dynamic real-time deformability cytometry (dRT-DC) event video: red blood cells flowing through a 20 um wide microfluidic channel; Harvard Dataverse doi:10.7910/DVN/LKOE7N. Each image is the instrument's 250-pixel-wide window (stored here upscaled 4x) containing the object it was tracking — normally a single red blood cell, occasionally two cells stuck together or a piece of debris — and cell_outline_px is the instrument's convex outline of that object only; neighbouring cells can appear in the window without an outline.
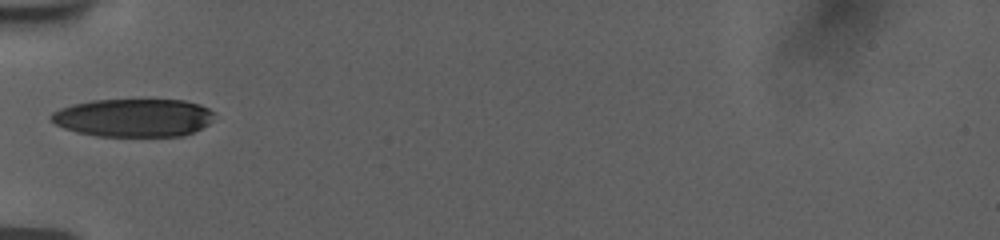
{"species": "human", "species_latin": "Homo sapiens", "temperature_condition": "room temperature", "stored_images_in_passage": 36, "camera_frame_rate_fps": 3000, "um_per_image_px": 0.085, "donor": {"sex": "female"}, "frame": {"image": 1, "passage_image": 1, "time_ms": 0.0, "image_size_px": [1000, 240], "cell_outline_px": [[212, 112], [208, 124], [184, 136], [96, 136], [76, 132], [64, 128], [56, 124], [52, 120], [52, 112], [60, 108], [72, 104], [92, 100], [184, 100], [200, 104], [208, 108]], "centroid_in_image_um": [11.32, 10.0], "position_along_channel_um": 73.7, "area_um2": 36.01}}
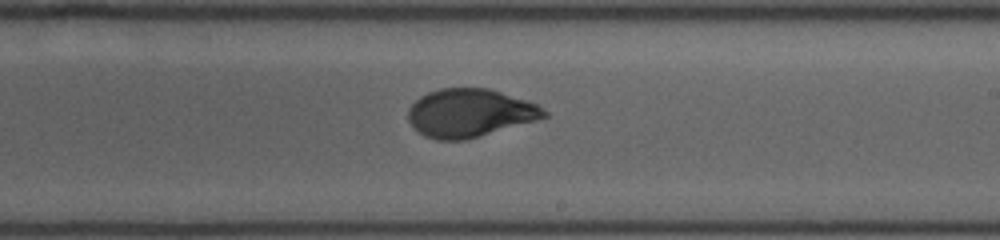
{"frame": {"image": 2, "passage_image": 15, "time_ms": 4.667, "image_size_px": [1000, 240], "cell_outline_px": [[548, 116], [536, 120], [464, 140], [436, 140], [424, 136], [408, 120], [408, 108], [420, 96], [428, 92], [440, 88], [488, 88], [536, 104], [548, 112]], "centroid_in_image_um": [39.9, 9.6], "position_along_channel_um": 249.1, "area_um2": 37.69}}
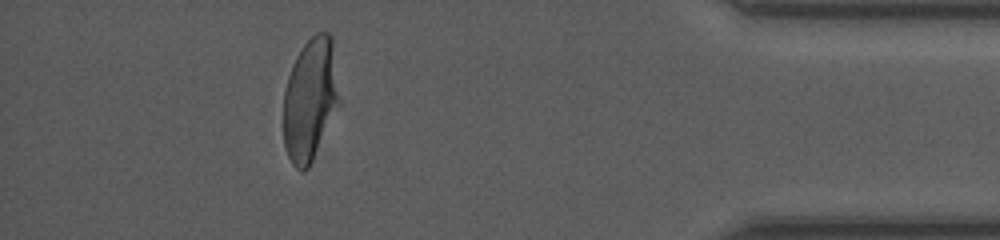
{"frame": {"image": 3, "passage_image": 31, "time_ms": 10.0, "image_size_px": [1000, 240], "cell_outline_px": [[340, 100], [312, 160], [308, 168], [304, 172], [300, 172], [292, 164], [288, 156], [284, 144], [284, 88], [292, 64], [296, 56], [304, 44], [316, 32], [328, 32], [332, 36]], "centroid_in_image_um": [26.35, 8.42], "position_along_channel_um": 408.9, "area_um2": 39.59}, "authors_computed_cell_mechanics": {"area_um2": 38.6393, "velocity_mm_per_s": 3.7606, "shape_relaxation_time_tau1_ms": 4.6008, "shape_relaxation_time_tau2_ms": null, "deformation_change_tau1": 0.1836, "deformation_change_tau2": null}}